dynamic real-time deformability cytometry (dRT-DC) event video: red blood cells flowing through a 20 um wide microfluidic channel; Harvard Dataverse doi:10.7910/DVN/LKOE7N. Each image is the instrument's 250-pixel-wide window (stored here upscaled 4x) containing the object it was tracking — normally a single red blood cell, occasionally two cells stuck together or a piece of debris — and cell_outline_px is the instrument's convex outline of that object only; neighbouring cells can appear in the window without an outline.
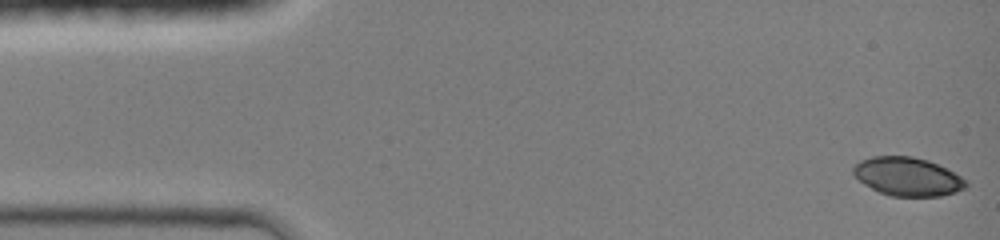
{"species": "common noctule bat (a hibernating species)", "species_latin": "Nyctalus noctula", "temperature_condition": "room temperature", "stored_images_in_passage": 45, "camera_frame_rate_fps": 3000, "um_per_image_px": 0.085, "animal": {"sex": "female", "body_mass_g": 19.0, "forearm_length_mm": 51.5}, "frame": {"image": 1, "passage_image": 1, "time_ms": 0.0, "image_size_px": [1000, 240], "cell_outline_px": [[968, 188], [956, 192], [940, 196], [888, 196], [864, 184], [852, 172], [852, 168], [860, 160], [872, 156], [912, 156], [928, 160], [968, 180]], "centroid_in_image_um": [77.16, 15.01], "position_along_channel_um": 7.8, "area_um2": 25.26}}
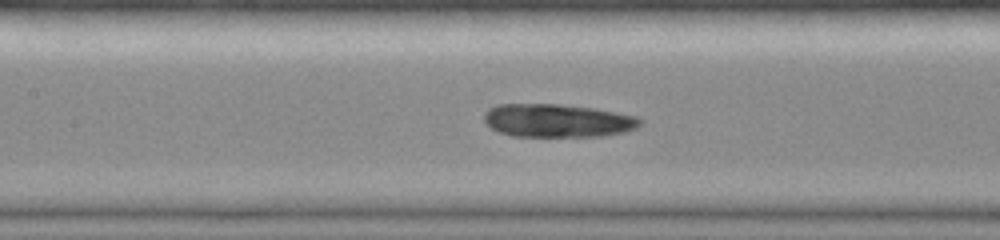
{"frame": {"image": 2, "passage_image": 20, "time_ms": 6.333, "image_size_px": [1000, 240], "cell_outline_px": [[644, 120], [636, 128], [624, 132], [600, 136], [512, 136], [500, 132], [492, 128], [484, 120], [484, 112], [488, 108], [496, 104], [560, 104], [592, 108], [616, 112], [636, 116]], "centroid_in_image_um": [47.38, 10.24], "position_along_channel_um": 160.0, "area_um2": 30.17}}
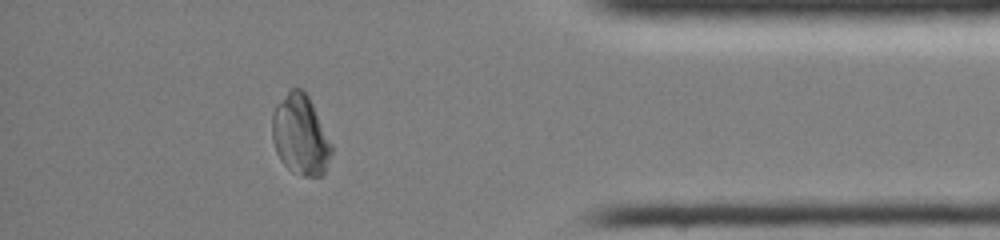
{"frame": {"image": 3, "passage_image": 39, "time_ms": 12.667, "image_size_px": [1000, 240], "cell_outline_px": [[332, 152], [324, 176], [304, 176], [292, 172], [280, 160], [276, 152], [272, 140], [272, 112], [276, 104], [292, 88], [300, 88], [308, 96], [332, 144]], "centroid_in_image_um": [25.53, 11.51], "position_along_channel_um": 409.7, "area_um2": 27.69}}